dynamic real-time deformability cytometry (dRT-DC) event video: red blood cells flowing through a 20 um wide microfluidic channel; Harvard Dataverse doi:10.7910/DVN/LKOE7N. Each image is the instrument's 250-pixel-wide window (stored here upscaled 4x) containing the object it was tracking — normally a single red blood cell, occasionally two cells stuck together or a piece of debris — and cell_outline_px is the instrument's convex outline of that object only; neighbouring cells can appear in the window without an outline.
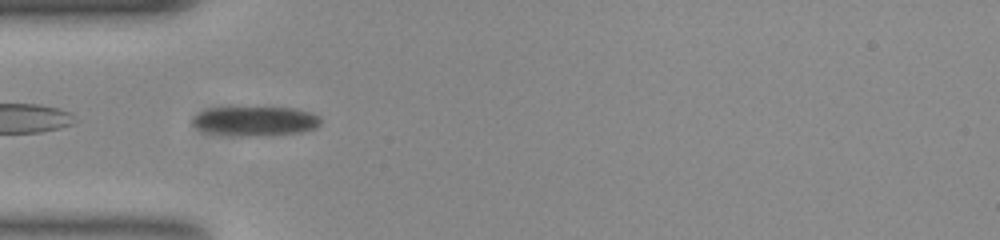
{"species": "common noctule bat (a hibernating species)", "species_latin": "Nyctalus noctula", "temperature_condition": "room temperature", "stored_images_in_passage": 43, "camera_frame_rate_fps": 3000, "um_per_image_px": 0.085, "animal": {"sex": "female", "body_mass_g": 23.0, "forearm_length_mm": 53.4}, "frame": {"image": 1, "passage_image": 4, "time_ms": 1.0, "image_size_px": [1000, 240], "cell_outline_px": [[320, 124], [316, 128], [300, 132], [208, 132], [192, 124], [192, 116], [200, 112], [212, 108], [296, 108], [312, 112], [320, 116]], "centroid_in_image_um": [21.76, 10.21], "position_along_channel_um": 63.2, "area_um2": 20.23}}
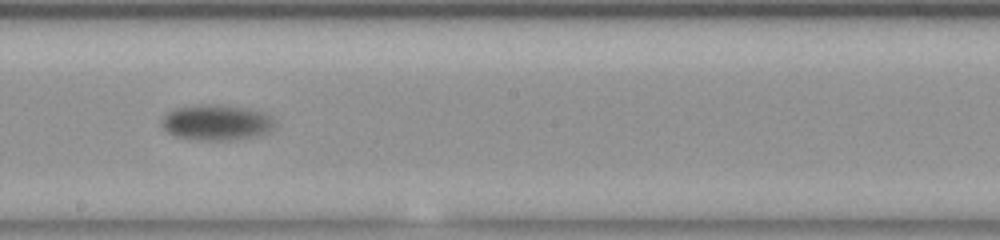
{"frame": {"image": 2, "passage_image": 18, "time_ms": 5.667, "image_size_px": [1000, 240], "cell_outline_px": [[276, 124], [268, 132], [256, 136], [232, 140], [200, 140], [176, 136], [168, 132], [164, 128], [160, 120], [168, 112], [180, 108], [244, 108], [264, 112]], "centroid_in_image_um": [18.43, 10.49], "position_along_channel_um": 229.8, "area_um2": 22.02}}
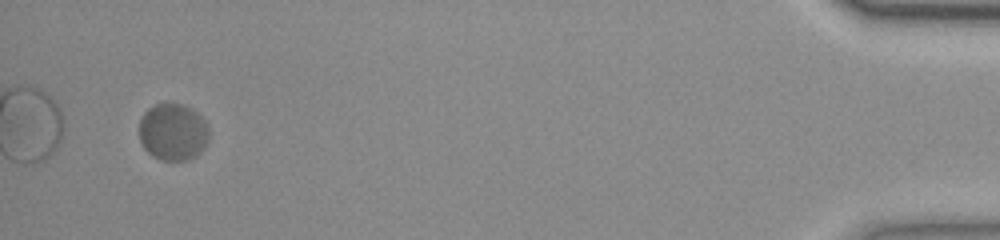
{"frame": {"image": 3, "passage_image": 41, "time_ms": 13.333, "image_size_px": [1000, 240], "cell_outline_px": [[208, 140], [204, 148], [196, 156], [188, 160], [160, 160], [152, 156], [144, 148], [140, 140], [140, 120], [144, 112], [148, 108], [156, 104], [180, 104], [192, 108], [208, 124]], "centroid_in_image_um": [14.71, 11.23], "position_along_channel_um": 420.5, "area_um2": 23.24}}